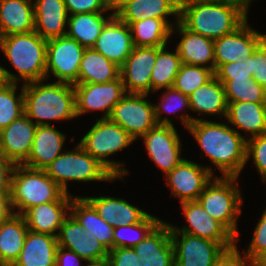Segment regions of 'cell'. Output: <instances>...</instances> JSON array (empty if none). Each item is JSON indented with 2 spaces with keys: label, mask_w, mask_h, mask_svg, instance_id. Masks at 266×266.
Listing matches in <instances>:
<instances>
[{
  "label": "cell",
  "mask_w": 266,
  "mask_h": 266,
  "mask_svg": "<svg viewBox=\"0 0 266 266\" xmlns=\"http://www.w3.org/2000/svg\"><path fill=\"white\" fill-rule=\"evenodd\" d=\"M225 3H230L238 6L241 10H243L246 14H248L249 5L252 0H216Z\"/></svg>",
  "instance_id": "11a10c76"
},
{
  "label": "cell",
  "mask_w": 266,
  "mask_h": 266,
  "mask_svg": "<svg viewBox=\"0 0 266 266\" xmlns=\"http://www.w3.org/2000/svg\"><path fill=\"white\" fill-rule=\"evenodd\" d=\"M252 79L266 89V57L259 48L252 55Z\"/></svg>",
  "instance_id": "f907efd6"
},
{
  "label": "cell",
  "mask_w": 266,
  "mask_h": 266,
  "mask_svg": "<svg viewBox=\"0 0 266 266\" xmlns=\"http://www.w3.org/2000/svg\"><path fill=\"white\" fill-rule=\"evenodd\" d=\"M37 125L25 114L0 131V152L15 164L29 156Z\"/></svg>",
  "instance_id": "ffe728a7"
},
{
  "label": "cell",
  "mask_w": 266,
  "mask_h": 266,
  "mask_svg": "<svg viewBox=\"0 0 266 266\" xmlns=\"http://www.w3.org/2000/svg\"><path fill=\"white\" fill-rule=\"evenodd\" d=\"M17 84L7 81L0 86V131L24 114L23 86L16 97Z\"/></svg>",
  "instance_id": "ab89813d"
},
{
  "label": "cell",
  "mask_w": 266,
  "mask_h": 266,
  "mask_svg": "<svg viewBox=\"0 0 266 266\" xmlns=\"http://www.w3.org/2000/svg\"><path fill=\"white\" fill-rule=\"evenodd\" d=\"M65 135L51 125L37 126L31 151L24 166L44 170L62 154Z\"/></svg>",
  "instance_id": "603a6c76"
},
{
  "label": "cell",
  "mask_w": 266,
  "mask_h": 266,
  "mask_svg": "<svg viewBox=\"0 0 266 266\" xmlns=\"http://www.w3.org/2000/svg\"><path fill=\"white\" fill-rule=\"evenodd\" d=\"M142 138L149 157L165 175L184 159L181 157V140L174 125H157Z\"/></svg>",
  "instance_id": "4fadbf2b"
},
{
  "label": "cell",
  "mask_w": 266,
  "mask_h": 266,
  "mask_svg": "<svg viewBox=\"0 0 266 266\" xmlns=\"http://www.w3.org/2000/svg\"><path fill=\"white\" fill-rule=\"evenodd\" d=\"M213 178L206 184L196 201L238 241L239 231L236 222L243 203L240 190L235 185L238 177Z\"/></svg>",
  "instance_id": "8992f818"
},
{
  "label": "cell",
  "mask_w": 266,
  "mask_h": 266,
  "mask_svg": "<svg viewBox=\"0 0 266 266\" xmlns=\"http://www.w3.org/2000/svg\"><path fill=\"white\" fill-rule=\"evenodd\" d=\"M135 141L121 126L109 118L97 119L95 125L84 135L79 144L93 158L97 159L116 178L122 179L128 171L124 164L106 159L109 155L123 150Z\"/></svg>",
  "instance_id": "52a82bcc"
},
{
  "label": "cell",
  "mask_w": 266,
  "mask_h": 266,
  "mask_svg": "<svg viewBox=\"0 0 266 266\" xmlns=\"http://www.w3.org/2000/svg\"><path fill=\"white\" fill-rule=\"evenodd\" d=\"M84 50L83 46L67 35L47 40L46 78L52 72L57 82L76 85Z\"/></svg>",
  "instance_id": "30bf717a"
},
{
  "label": "cell",
  "mask_w": 266,
  "mask_h": 266,
  "mask_svg": "<svg viewBox=\"0 0 266 266\" xmlns=\"http://www.w3.org/2000/svg\"><path fill=\"white\" fill-rule=\"evenodd\" d=\"M44 80L23 84L24 114L36 119L37 126L50 125L44 120H70L76 116L74 85L61 82L41 84Z\"/></svg>",
  "instance_id": "7a4b0ae2"
},
{
  "label": "cell",
  "mask_w": 266,
  "mask_h": 266,
  "mask_svg": "<svg viewBox=\"0 0 266 266\" xmlns=\"http://www.w3.org/2000/svg\"><path fill=\"white\" fill-rule=\"evenodd\" d=\"M170 237L174 248V266H213L226 250L218 242L178 232L172 224Z\"/></svg>",
  "instance_id": "8fae6325"
},
{
  "label": "cell",
  "mask_w": 266,
  "mask_h": 266,
  "mask_svg": "<svg viewBox=\"0 0 266 266\" xmlns=\"http://www.w3.org/2000/svg\"><path fill=\"white\" fill-rule=\"evenodd\" d=\"M130 26L114 15L103 27L93 49L121 67L133 51Z\"/></svg>",
  "instance_id": "d6986e66"
},
{
  "label": "cell",
  "mask_w": 266,
  "mask_h": 266,
  "mask_svg": "<svg viewBox=\"0 0 266 266\" xmlns=\"http://www.w3.org/2000/svg\"><path fill=\"white\" fill-rule=\"evenodd\" d=\"M10 213L8 199L0 194V221H2Z\"/></svg>",
  "instance_id": "db71d44e"
},
{
  "label": "cell",
  "mask_w": 266,
  "mask_h": 266,
  "mask_svg": "<svg viewBox=\"0 0 266 266\" xmlns=\"http://www.w3.org/2000/svg\"><path fill=\"white\" fill-rule=\"evenodd\" d=\"M161 47H136L120 67L127 94H148L151 91V72Z\"/></svg>",
  "instance_id": "5bb4252c"
},
{
  "label": "cell",
  "mask_w": 266,
  "mask_h": 266,
  "mask_svg": "<svg viewBox=\"0 0 266 266\" xmlns=\"http://www.w3.org/2000/svg\"><path fill=\"white\" fill-rule=\"evenodd\" d=\"M189 106L191 111L199 114H220L226 119L228 102L223 84L214 76L189 95Z\"/></svg>",
  "instance_id": "836d02e7"
},
{
  "label": "cell",
  "mask_w": 266,
  "mask_h": 266,
  "mask_svg": "<svg viewBox=\"0 0 266 266\" xmlns=\"http://www.w3.org/2000/svg\"><path fill=\"white\" fill-rule=\"evenodd\" d=\"M242 256L235 245L233 248L225 250L213 266H253L245 255Z\"/></svg>",
  "instance_id": "681fc988"
},
{
  "label": "cell",
  "mask_w": 266,
  "mask_h": 266,
  "mask_svg": "<svg viewBox=\"0 0 266 266\" xmlns=\"http://www.w3.org/2000/svg\"><path fill=\"white\" fill-rule=\"evenodd\" d=\"M86 266H108L106 261L89 262Z\"/></svg>",
  "instance_id": "91938a15"
},
{
  "label": "cell",
  "mask_w": 266,
  "mask_h": 266,
  "mask_svg": "<svg viewBox=\"0 0 266 266\" xmlns=\"http://www.w3.org/2000/svg\"><path fill=\"white\" fill-rule=\"evenodd\" d=\"M175 22L178 32L182 35L176 46L182 63L210 68L215 72L214 40L191 32L179 21Z\"/></svg>",
  "instance_id": "d4e9b609"
},
{
  "label": "cell",
  "mask_w": 266,
  "mask_h": 266,
  "mask_svg": "<svg viewBox=\"0 0 266 266\" xmlns=\"http://www.w3.org/2000/svg\"><path fill=\"white\" fill-rule=\"evenodd\" d=\"M133 44L136 47H163L174 33L175 26L167 19L147 18L130 25Z\"/></svg>",
  "instance_id": "d590c367"
},
{
  "label": "cell",
  "mask_w": 266,
  "mask_h": 266,
  "mask_svg": "<svg viewBox=\"0 0 266 266\" xmlns=\"http://www.w3.org/2000/svg\"><path fill=\"white\" fill-rule=\"evenodd\" d=\"M174 52L167 51L166 46L158 50L151 72V91L157 92L161 88L167 89L173 87L175 77L182 65L178 51Z\"/></svg>",
  "instance_id": "8d00e7d4"
},
{
  "label": "cell",
  "mask_w": 266,
  "mask_h": 266,
  "mask_svg": "<svg viewBox=\"0 0 266 266\" xmlns=\"http://www.w3.org/2000/svg\"><path fill=\"white\" fill-rule=\"evenodd\" d=\"M28 232L22 215L9 213L0 221V266H12L18 259Z\"/></svg>",
  "instance_id": "f1b7e54d"
},
{
  "label": "cell",
  "mask_w": 266,
  "mask_h": 266,
  "mask_svg": "<svg viewBox=\"0 0 266 266\" xmlns=\"http://www.w3.org/2000/svg\"><path fill=\"white\" fill-rule=\"evenodd\" d=\"M115 15L124 23L145 20L147 18L167 19L175 16L179 21V12L172 0H131L125 3Z\"/></svg>",
  "instance_id": "1f68e13d"
},
{
  "label": "cell",
  "mask_w": 266,
  "mask_h": 266,
  "mask_svg": "<svg viewBox=\"0 0 266 266\" xmlns=\"http://www.w3.org/2000/svg\"><path fill=\"white\" fill-rule=\"evenodd\" d=\"M172 1L176 9L180 13L182 10H184L185 8L191 5L199 4V3H207V2L214 1V0H172Z\"/></svg>",
  "instance_id": "f5cc1de1"
},
{
  "label": "cell",
  "mask_w": 266,
  "mask_h": 266,
  "mask_svg": "<svg viewBox=\"0 0 266 266\" xmlns=\"http://www.w3.org/2000/svg\"><path fill=\"white\" fill-rule=\"evenodd\" d=\"M212 171L209 167L183 159L165 176L172 194L179 197L180 203H183L199 198L206 184L214 177Z\"/></svg>",
  "instance_id": "2e32d148"
},
{
  "label": "cell",
  "mask_w": 266,
  "mask_h": 266,
  "mask_svg": "<svg viewBox=\"0 0 266 266\" xmlns=\"http://www.w3.org/2000/svg\"><path fill=\"white\" fill-rule=\"evenodd\" d=\"M66 192L41 169L16 164L8 198L11 213L22 215L27 209L59 201ZM17 207V212H14Z\"/></svg>",
  "instance_id": "5b68a950"
},
{
  "label": "cell",
  "mask_w": 266,
  "mask_h": 266,
  "mask_svg": "<svg viewBox=\"0 0 266 266\" xmlns=\"http://www.w3.org/2000/svg\"><path fill=\"white\" fill-rule=\"evenodd\" d=\"M104 12L78 13L68 16L66 35L76 40L84 48H93L104 25L115 15L105 18Z\"/></svg>",
  "instance_id": "e575fe53"
},
{
  "label": "cell",
  "mask_w": 266,
  "mask_h": 266,
  "mask_svg": "<svg viewBox=\"0 0 266 266\" xmlns=\"http://www.w3.org/2000/svg\"><path fill=\"white\" fill-rule=\"evenodd\" d=\"M34 2V31L46 40L66 35L69 15L64 0Z\"/></svg>",
  "instance_id": "cb8c5ba5"
},
{
  "label": "cell",
  "mask_w": 266,
  "mask_h": 266,
  "mask_svg": "<svg viewBox=\"0 0 266 266\" xmlns=\"http://www.w3.org/2000/svg\"><path fill=\"white\" fill-rule=\"evenodd\" d=\"M82 260L84 259L69 249L63 247L57 248L56 266H80Z\"/></svg>",
  "instance_id": "816d5d0a"
},
{
  "label": "cell",
  "mask_w": 266,
  "mask_h": 266,
  "mask_svg": "<svg viewBox=\"0 0 266 266\" xmlns=\"http://www.w3.org/2000/svg\"><path fill=\"white\" fill-rule=\"evenodd\" d=\"M131 0H108V4L115 14L125 3Z\"/></svg>",
  "instance_id": "9f6ffc18"
},
{
  "label": "cell",
  "mask_w": 266,
  "mask_h": 266,
  "mask_svg": "<svg viewBox=\"0 0 266 266\" xmlns=\"http://www.w3.org/2000/svg\"><path fill=\"white\" fill-rule=\"evenodd\" d=\"M244 255L253 266L266 255V209L255 227L251 244Z\"/></svg>",
  "instance_id": "7bdbcfd3"
},
{
  "label": "cell",
  "mask_w": 266,
  "mask_h": 266,
  "mask_svg": "<svg viewBox=\"0 0 266 266\" xmlns=\"http://www.w3.org/2000/svg\"><path fill=\"white\" fill-rule=\"evenodd\" d=\"M7 82L3 67L0 66V86Z\"/></svg>",
  "instance_id": "680465c9"
},
{
  "label": "cell",
  "mask_w": 266,
  "mask_h": 266,
  "mask_svg": "<svg viewBox=\"0 0 266 266\" xmlns=\"http://www.w3.org/2000/svg\"><path fill=\"white\" fill-rule=\"evenodd\" d=\"M226 120L251 137L266 134V103L228 102Z\"/></svg>",
  "instance_id": "4dcf8cb0"
},
{
  "label": "cell",
  "mask_w": 266,
  "mask_h": 266,
  "mask_svg": "<svg viewBox=\"0 0 266 266\" xmlns=\"http://www.w3.org/2000/svg\"><path fill=\"white\" fill-rule=\"evenodd\" d=\"M133 248L143 266H174V248L167 222L161 221Z\"/></svg>",
  "instance_id": "7402d4cb"
},
{
  "label": "cell",
  "mask_w": 266,
  "mask_h": 266,
  "mask_svg": "<svg viewBox=\"0 0 266 266\" xmlns=\"http://www.w3.org/2000/svg\"><path fill=\"white\" fill-rule=\"evenodd\" d=\"M214 76V71L210 68L182 63L175 77L173 88L189 96Z\"/></svg>",
  "instance_id": "60d3db41"
},
{
  "label": "cell",
  "mask_w": 266,
  "mask_h": 266,
  "mask_svg": "<svg viewBox=\"0 0 266 266\" xmlns=\"http://www.w3.org/2000/svg\"><path fill=\"white\" fill-rule=\"evenodd\" d=\"M32 0H0V37L34 31Z\"/></svg>",
  "instance_id": "4316f807"
},
{
  "label": "cell",
  "mask_w": 266,
  "mask_h": 266,
  "mask_svg": "<svg viewBox=\"0 0 266 266\" xmlns=\"http://www.w3.org/2000/svg\"><path fill=\"white\" fill-rule=\"evenodd\" d=\"M224 86L227 102L266 103V89L253 79H218Z\"/></svg>",
  "instance_id": "74e56055"
},
{
  "label": "cell",
  "mask_w": 266,
  "mask_h": 266,
  "mask_svg": "<svg viewBox=\"0 0 266 266\" xmlns=\"http://www.w3.org/2000/svg\"><path fill=\"white\" fill-rule=\"evenodd\" d=\"M0 49L19 75L3 68L6 80L23 84L46 80L47 40L35 31L0 37Z\"/></svg>",
  "instance_id": "3957f363"
},
{
  "label": "cell",
  "mask_w": 266,
  "mask_h": 266,
  "mask_svg": "<svg viewBox=\"0 0 266 266\" xmlns=\"http://www.w3.org/2000/svg\"><path fill=\"white\" fill-rule=\"evenodd\" d=\"M108 266H143L132 247L113 248L107 257Z\"/></svg>",
  "instance_id": "7dc6e473"
},
{
  "label": "cell",
  "mask_w": 266,
  "mask_h": 266,
  "mask_svg": "<svg viewBox=\"0 0 266 266\" xmlns=\"http://www.w3.org/2000/svg\"><path fill=\"white\" fill-rule=\"evenodd\" d=\"M148 94H125L114 106L109 119L137 140L158 125L154 104L145 100Z\"/></svg>",
  "instance_id": "9c48e42d"
},
{
  "label": "cell",
  "mask_w": 266,
  "mask_h": 266,
  "mask_svg": "<svg viewBox=\"0 0 266 266\" xmlns=\"http://www.w3.org/2000/svg\"><path fill=\"white\" fill-rule=\"evenodd\" d=\"M247 20L234 32L214 40L215 70L223 64L243 61L258 48V32Z\"/></svg>",
  "instance_id": "ac0fdd59"
},
{
  "label": "cell",
  "mask_w": 266,
  "mask_h": 266,
  "mask_svg": "<svg viewBox=\"0 0 266 266\" xmlns=\"http://www.w3.org/2000/svg\"><path fill=\"white\" fill-rule=\"evenodd\" d=\"M97 210L99 216L110 226H129L141 222L149 213L114 197H85Z\"/></svg>",
  "instance_id": "83f0119b"
},
{
  "label": "cell",
  "mask_w": 266,
  "mask_h": 266,
  "mask_svg": "<svg viewBox=\"0 0 266 266\" xmlns=\"http://www.w3.org/2000/svg\"><path fill=\"white\" fill-rule=\"evenodd\" d=\"M186 129L210 158L222 177H239L246 165V138L224 123L211 122L189 115L180 116Z\"/></svg>",
  "instance_id": "6da1fadb"
},
{
  "label": "cell",
  "mask_w": 266,
  "mask_h": 266,
  "mask_svg": "<svg viewBox=\"0 0 266 266\" xmlns=\"http://www.w3.org/2000/svg\"><path fill=\"white\" fill-rule=\"evenodd\" d=\"M46 174L66 193L70 181H113L116 178L97 159L87 153L78 143L74 151L56 157L45 169Z\"/></svg>",
  "instance_id": "ba28073f"
},
{
  "label": "cell",
  "mask_w": 266,
  "mask_h": 266,
  "mask_svg": "<svg viewBox=\"0 0 266 266\" xmlns=\"http://www.w3.org/2000/svg\"><path fill=\"white\" fill-rule=\"evenodd\" d=\"M188 227L173 228L182 233L220 243L226 250L237 244V239L218 221L212 218L197 201L181 203Z\"/></svg>",
  "instance_id": "9a60e30c"
},
{
  "label": "cell",
  "mask_w": 266,
  "mask_h": 266,
  "mask_svg": "<svg viewBox=\"0 0 266 266\" xmlns=\"http://www.w3.org/2000/svg\"><path fill=\"white\" fill-rule=\"evenodd\" d=\"M16 164L10 159L6 158L0 152V194L7 199L10 195L11 178Z\"/></svg>",
  "instance_id": "c3c4849f"
},
{
  "label": "cell",
  "mask_w": 266,
  "mask_h": 266,
  "mask_svg": "<svg viewBox=\"0 0 266 266\" xmlns=\"http://www.w3.org/2000/svg\"><path fill=\"white\" fill-rule=\"evenodd\" d=\"M57 237L28 230L23 248L12 266H56Z\"/></svg>",
  "instance_id": "484cf974"
},
{
  "label": "cell",
  "mask_w": 266,
  "mask_h": 266,
  "mask_svg": "<svg viewBox=\"0 0 266 266\" xmlns=\"http://www.w3.org/2000/svg\"><path fill=\"white\" fill-rule=\"evenodd\" d=\"M120 77V67L93 48H85L77 84L106 83Z\"/></svg>",
  "instance_id": "d6a6232c"
},
{
  "label": "cell",
  "mask_w": 266,
  "mask_h": 266,
  "mask_svg": "<svg viewBox=\"0 0 266 266\" xmlns=\"http://www.w3.org/2000/svg\"><path fill=\"white\" fill-rule=\"evenodd\" d=\"M217 79H252V55L246 60L235 61L220 65L214 72Z\"/></svg>",
  "instance_id": "ee69618b"
},
{
  "label": "cell",
  "mask_w": 266,
  "mask_h": 266,
  "mask_svg": "<svg viewBox=\"0 0 266 266\" xmlns=\"http://www.w3.org/2000/svg\"><path fill=\"white\" fill-rule=\"evenodd\" d=\"M258 48L266 57V35L258 32Z\"/></svg>",
  "instance_id": "6f0895ef"
},
{
  "label": "cell",
  "mask_w": 266,
  "mask_h": 266,
  "mask_svg": "<svg viewBox=\"0 0 266 266\" xmlns=\"http://www.w3.org/2000/svg\"><path fill=\"white\" fill-rule=\"evenodd\" d=\"M70 214L80 222L87 234L92 233L109 251L113 249L114 227L103 220L85 197H73Z\"/></svg>",
  "instance_id": "f546056e"
},
{
  "label": "cell",
  "mask_w": 266,
  "mask_h": 266,
  "mask_svg": "<svg viewBox=\"0 0 266 266\" xmlns=\"http://www.w3.org/2000/svg\"><path fill=\"white\" fill-rule=\"evenodd\" d=\"M72 198L70 193H66L59 201L48 202L27 209L22 216L28 230L57 237L54 232L57 230L59 232V228L70 214Z\"/></svg>",
  "instance_id": "44dd1931"
},
{
  "label": "cell",
  "mask_w": 266,
  "mask_h": 266,
  "mask_svg": "<svg viewBox=\"0 0 266 266\" xmlns=\"http://www.w3.org/2000/svg\"><path fill=\"white\" fill-rule=\"evenodd\" d=\"M161 222V219L148 214L141 222L129 226H116L113 233V248L134 247ZM131 233H129V232ZM143 231V233H142ZM129 234H128V233ZM133 232V234H132ZM128 234V235H126Z\"/></svg>",
  "instance_id": "f35d334b"
},
{
  "label": "cell",
  "mask_w": 266,
  "mask_h": 266,
  "mask_svg": "<svg viewBox=\"0 0 266 266\" xmlns=\"http://www.w3.org/2000/svg\"><path fill=\"white\" fill-rule=\"evenodd\" d=\"M247 17L238 6L214 0L185 8L179 22L191 32L215 40L234 32Z\"/></svg>",
  "instance_id": "277c9868"
},
{
  "label": "cell",
  "mask_w": 266,
  "mask_h": 266,
  "mask_svg": "<svg viewBox=\"0 0 266 266\" xmlns=\"http://www.w3.org/2000/svg\"><path fill=\"white\" fill-rule=\"evenodd\" d=\"M74 90L77 117L101 110L105 113L101 118H109L114 106L126 94L121 77L106 83L76 84Z\"/></svg>",
  "instance_id": "7c38bea8"
},
{
  "label": "cell",
  "mask_w": 266,
  "mask_h": 266,
  "mask_svg": "<svg viewBox=\"0 0 266 266\" xmlns=\"http://www.w3.org/2000/svg\"><path fill=\"white\" fill-rule=\"evenodd\" d=\"M58 247L78 254L86 262L107 261L109 250L92 234H87L79 221L67 216L57 233Z\"/></svg>",
  "instance_id": "e0dca14e"
},
{
  "label": "cell",
  "mask_w": 266,
  "mask_h": 266,
  "mask_svg": "<svg viewBox=\"0 0 266 266\" xmlns=\"http://www.w3.org/2000/svg\"><path fill=\"white\" fill-rule=\"evenodd\" d=\"M250 157L263 179L266 176V134L246 139V161Z\"/></svg>",
  "instance_id": "f6af8a7d"
},
{
  "label": "cell",
  "mask_w": 266,
  "mask_h": 266,
  "mask_svg": "<svg viewBox=\"0 0 266 266\" xmlns=\"http://www.w3.org/2000/svg\"><path fill=\"white\" fill-rule=\"evenodd\" d=\"M255 266H266V255Z\"/></svg>",
  "instance_id": "94428289"
},
{
  "label": "cell",
  "mask_w": 266,
  "mask_h": 266,
  "mask_svg": "<svg viewBox=\"0 0 266 266\" xmlns=\"http://www.w3.org/2000/svg\"><path fill=\"white\" fill-rule=\"evenodd\" d=\"M68 15L99 13L111 10L108 0H64Z\"/></svg>",
  "instance_id": "bcb514c9"
},
{
  "label": "cell",
  "mask_w": 266,
  "mask_h": 266,
  "mask_svg": "<svg viewBox=\"0 0 266 266\" xmlns=\"http://www.w3.org/2000/svg\"><path fill=\"white\" fill-rule=\"evenodd\" d=\"M190 109L189 96L182 94L173 87L167 88L163 94L161 103L154 105L155 119L158 125H173L168 117L162 118V111L167 113L177 112L181 108Z\"/></svg>",
  "instance_id": "b9f144b4"
}]
</instances>
